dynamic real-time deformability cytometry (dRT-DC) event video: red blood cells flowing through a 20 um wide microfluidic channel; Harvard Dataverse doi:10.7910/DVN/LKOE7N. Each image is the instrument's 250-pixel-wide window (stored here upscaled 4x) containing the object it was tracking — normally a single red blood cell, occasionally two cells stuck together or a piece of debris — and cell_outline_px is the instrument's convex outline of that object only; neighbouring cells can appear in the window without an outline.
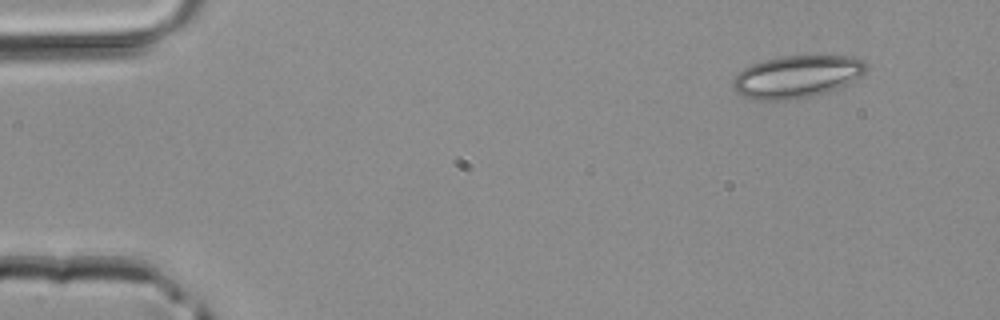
{"species": "common noctule bat (a hibernating species)", "species_latin": "Nyctalus noctula", "temperature_condition": "room temperature", "stored_images_in_passage": 42, "camera_frame_rate_fps": 3000, "um_per_image_px": 0.085, "animal": {"sex": "male", "body_mass_g": 20.4}, "frame": {"image": 1, "passage_image": 1, "time_ms": 0.0, "image_size_px": [1000, 320], "cell_outline_px": [[868, 68], [860, 76], [848, 84], [828, 92], [812, 96], [784, 100], [756, 100], [744, 96], [736, 92], [732, 84], [732, 80], [744, 68], [752, 64], [764, 60], [780, 56], [848, 56], [864, 60]], "centroid_in_image_um": [67.74, 6.51], "position_along_channel_um": 17.3, "area_um2": 32.83}}
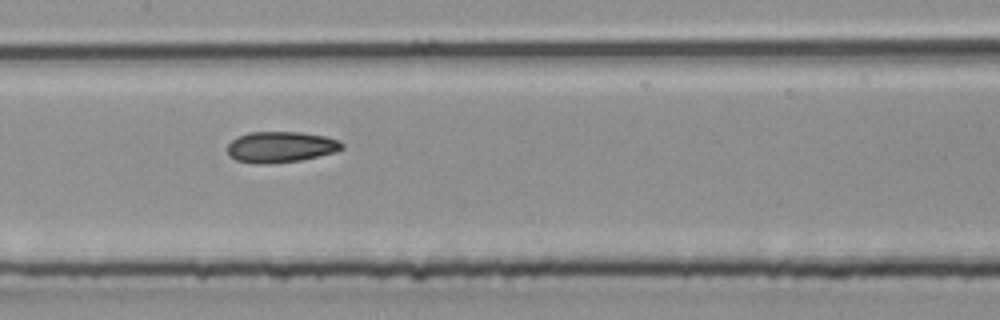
{"frame": {"image": 2, "passage_image": 19, "time_ms": 6.0, "image_size_px": [1000, 320], "cell_outline_px": [[344, 148], [336, 152], [300, 160], [272, 164], [256, 164], [236, 160], [228, 156], [228, 144], [232, 140], [248, 132], [300, 132], [324, 136], [340, 140], [344, 144]], "centroid_in_image_um": [23.87, 12.5], "position_along_channel_um": 183.5, "area_um2": 20.81}}
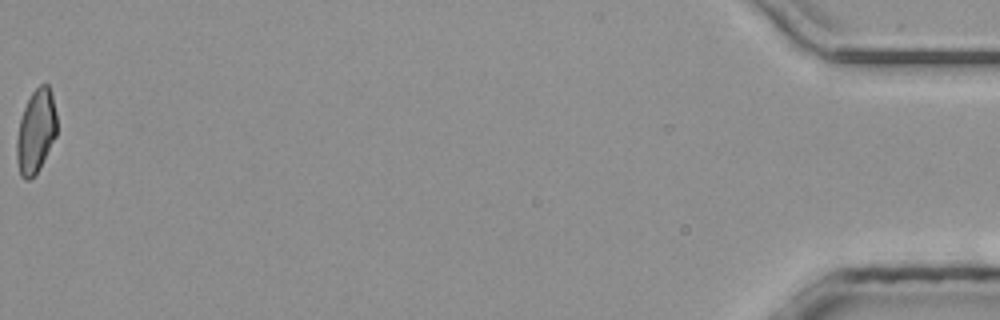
{"frame": {"image": 3, "passage_image": 42, "time_ms": 13.667, "image_size_px": [1000, 320], "cell_outline_px": [[56, 136], [36, 176], [28, 180], [24, 180], [20, 176], [16, 160], [16, 140], [20, 120], [24, 108], [32, 92], [40, 84], [48, 84], [52, 96], [56, 112]], "centroid_in_image_um": [3.04, 11.22], "position_along_channel_um": 432.2, "area_um2": 19.65}}